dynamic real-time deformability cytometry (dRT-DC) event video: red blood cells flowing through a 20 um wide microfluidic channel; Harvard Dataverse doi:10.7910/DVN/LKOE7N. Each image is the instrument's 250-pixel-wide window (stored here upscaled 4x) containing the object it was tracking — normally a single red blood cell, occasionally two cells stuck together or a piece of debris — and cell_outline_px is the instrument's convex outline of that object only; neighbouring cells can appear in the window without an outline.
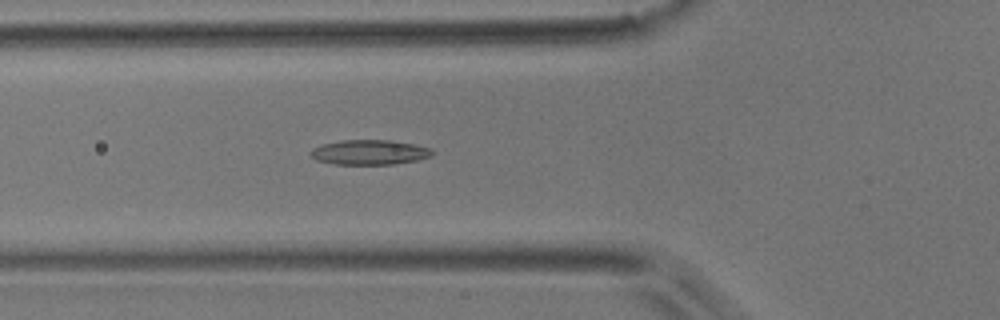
{"species": "common noctule bat (a hibernating species)", "species_latin": "Nyctalus noctula", "temperature_condition": "room temperature", "stored_images_in_passage": 6, "camera_frame_rate_fps": 3000, "um_per_image_px": 0.085, "animal": {"sex": "male", "body_mass_g": 17.9}, "frame": {"image": 1, "passage_image": 6, "time_ms": 5.667, "image_size_px": [1000, 320], "cell_outline_px": [[432, 156], [416, 160], [392, 164], [336, 164], [316, 160], [308, 152], [312, 148], [324, 144], [340, 140], [392, 140], [432, 148]], "centroid_in_image_um": [31.39, 12.94], "position_along_channel_um": 94.4, "area_um2": 17.51}}